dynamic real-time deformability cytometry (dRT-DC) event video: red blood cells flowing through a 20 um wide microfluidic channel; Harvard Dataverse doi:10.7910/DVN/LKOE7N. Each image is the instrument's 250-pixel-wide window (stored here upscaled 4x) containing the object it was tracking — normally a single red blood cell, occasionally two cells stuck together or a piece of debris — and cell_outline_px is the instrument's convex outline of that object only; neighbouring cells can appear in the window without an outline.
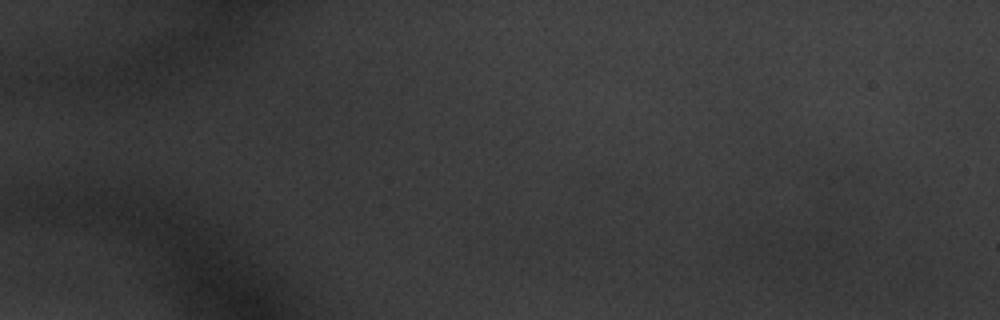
{"species": "common noctule bat (a hibernating species)", "species_latin": "Nyctalus noctula", "temperature_condition": "warm", "stored_images_in_passage": 20, "segment_of_instrument_passage": [2, 2], "camera_frame_rate_fps": 3000, "um_per_image_px": 0.085, "animal": {"sex": "male", "body_mass_g": 20.1, "forearm_length_mm": 53.5}, "frame": {"image": 1, "passage_image": 6, "time_ms": 1.667, "image_size_px": [1000, 320], "cell_outline_px": [[848, 252], [836, 264], [820, 268], [784, 276], [780, 260], [792, 240], [800, 228], [840, 232], [844, 236], [848, 248]], "centroid_in_image_um": [69.13, 21.33], "position_along_channel_um": 15.9, "area_um2": 16.18}}
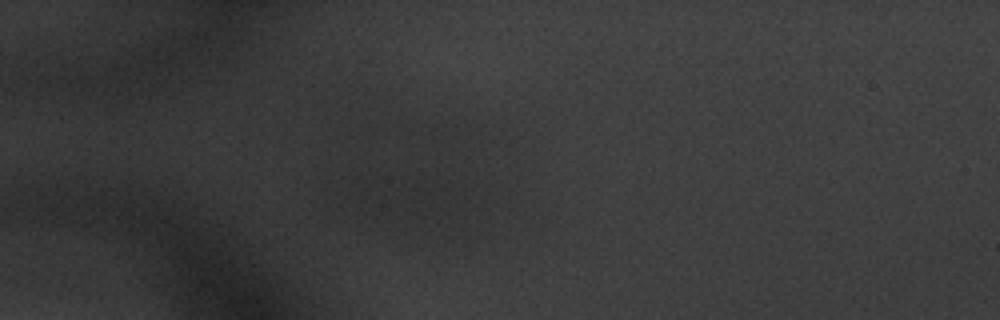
{"frame": {"image": 2, "passage_image": 17, "time_ms": 5.333, "image_size_px": [1000, 320], "cell_outline_px": [[468, 208], [436, 224], [412, 224], [384, 216], [364, 208], [344, 196], [348, 188], [356, 176], [436, 180], [464, 184], [468, 196]], "centroid_in_image_um": [34.79, 16.87], "position_along_channel_um": 50.2, "area_um2": 31.85}}